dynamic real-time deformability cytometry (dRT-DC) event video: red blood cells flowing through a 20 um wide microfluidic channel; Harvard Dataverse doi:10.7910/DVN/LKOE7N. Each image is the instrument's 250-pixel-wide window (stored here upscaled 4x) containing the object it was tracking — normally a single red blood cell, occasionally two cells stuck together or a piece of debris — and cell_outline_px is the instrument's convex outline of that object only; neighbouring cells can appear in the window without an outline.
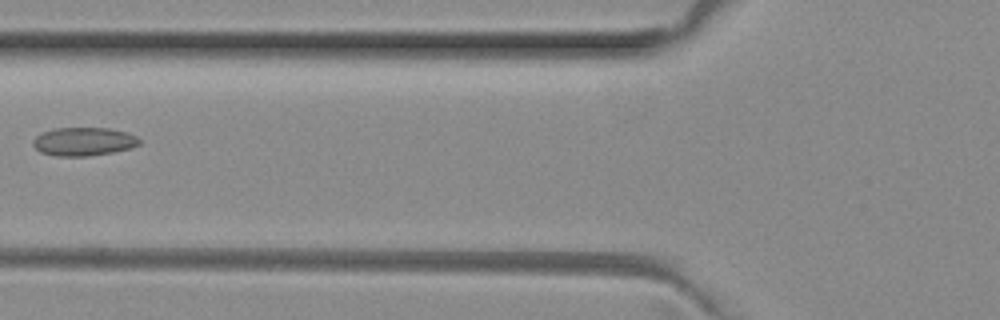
{"species": "common noctule bat (a hibernating species)", "species_latin": "Nyctalus noctula", "temperature_condition": "room temperature", "stored_images_in_passage": 6, "camera_frame_rate_fps": 3000, "um_per_image_px": 0.085, "animal": {"sex": "female", "body_mass_g": 29.2, "forearm_length_mm": 56.3}, "frame": {"image": 1, "passage_image": 5, "time_ms": 1.333, "image_size_px": [1000, 320], "cell_outline_px": [[140, 144], [132, 148], [112, 152], [88, 156], [56, 156], [40, 152], [32, 144], [32, 140], [36, 136], [44, 132], [56, 128], [108, 128], [128, 132], [136, 136], [140, 140]], "centroid_in_image_um": [7.13, 12.03], "position_along_channel_um": 118.7, "area_um2": 17.63}}
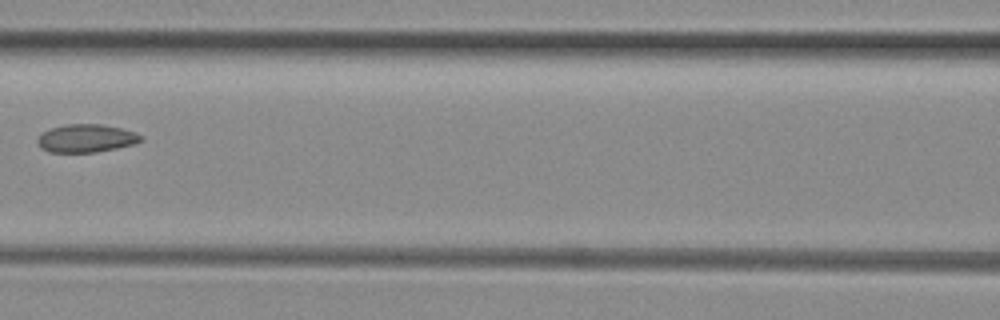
{"frame": {"image": 2, "passage_image": 6, "time_ms": 1.667, "image_size_px": [1000, 320], "cell_outline_px": [[144, 140], [132, 144], [116, 148], [96, 152], [48, 152], [40, 148], [36, 140], [40, 132], [64, 124], [100, 124], [120, 128], [136, 132], [144, 136]], "centroid_in_image_um": [7.3, 11.75], "position_along_channel_um": 159.3, "area_um2": 17.05}}